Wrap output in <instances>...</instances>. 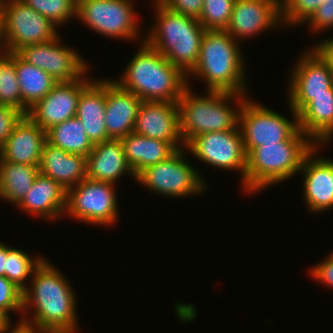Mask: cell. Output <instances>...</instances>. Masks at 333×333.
Masks as SVG:
<instances>
[{
    "label": "cell",
    "instance_id": "1",
    "mask_svg": "<svg viewBox=\"0 0 333 333\" xmlns=\"http://www.w3.org/2000/svg\"><path fill=\"white\" fill-rule=\"evenodd\" d=\"M55 267L44 259L34 270L31 283L22 291L24 315H20V321L45 333H77V295L66 276Z\"/></svg>",
    "mask_w": 333,
    "mask_h": 333
},
{
    "label": "cell",
    "instance_id": "2",
    "mask_svg": "<svg viewBox=\"0 0 333 333\" xmlns=\"http://www.w3.org/2000/svg\"><path fill=\"white\" fill-rule=\"evenodd\" d=\"M140 48L127 64L124 74L113 79L121 88L142 101L178 102L188 86L187 76L164 55L150 47L144 38Z\"/></svg>",
    "mask_w": 333,
    "mask_h": 333
},
{
    "label": "cell",
    "instance_id": "3",
    "mask_svg": "<svg viewBox=\"0 0 333 333\" xmlns=\"http://www.w3.org/2000/svg\"><path fill=\"white\" fill-rule=\"evenodd\" d=\"M238 44L226 30H206L197 64L187 76V81L197 76L206 82V91L246 95L249 90L245 59Z\"/></svg>",
    "mask_w": 333,
    "mask_h": 333
},
{
    "label": "cell",
    "instance_id": "4",
    "mask_svg": "<svg viewBox=\"0 0 333 333\" xmlns=\"http://www.w3.org/2000/svg\"><path fill=\"white\" fill-rule=\"evenodd\" d=\"M156 22L144 41L177 67L185 76L195 68L206 29L198 19L185 16L154 0Z\"/></svg>",
    "mask_w": 333,
    "mask_h": 333
},
{
    "label": "cell",
    "instance_id": "5",
    "mask_svg": "<svg viewBox=\"0 0 333 333\" xmlns=\"http://www.w3.org/2000/svg\"><path fill=\"white\" fill-rule=\"evenodd\" d=\"M189 83L177 102L179 129L185 146L203 133L240 130L239 113L246 95L220 91L198 95L193 93ZM229 103H236L238 108H233Z\"/></svg>",
    "mask_w": 333,
    "mask_h": 333
},
{
    "label": "cell",
    "instance_id": "6",
    "mask_svg": "<svg viewBox=\"0 0 333 333\" xmlns=\"http://www.w3.org/2000/svg\"><path fill=\"white\" fill-rule=\"evenodd\" d=\"M317 145L300 129L287 141L255 147L247 155L242 189L255 194L299 173L304 158Z\"/></svg>",
    "mask_w": 333,
    "mask_h": 333
},
{
    "label": "cell",
    "instance_id": "7",
    "mask_svg": "<svg viewBox=\"0 0 333 333\" xmlns=\"http://www.w3.org/2000/svg\"><path fill=\"white\" fill-rule=\"evenodd\" d=\"M186 148L177 150L168 159L141 170L135 181L153 193L169 197H193L205 192V177L187 160ZM206 188V190H205Z\"/></svg>",
    "mask_w": 333,
    "mask_h": 333
},
{
    "label": "cell",
    "instance_id": "8",
    "mask_svg": "<svg viewBox=\"0 0 333 333\" xmlns=\"http://www.w3.org/2000/svg\"><path fill=\"white\" fill-rule=\"evenodd\" d=\"M293 120L246 98L239 113V128L248 155L255 147L287 141L298 130V114L290 107Z\"/></svg>",
    "mask_w": 333,
    "mask_h": 333
},
{
    "label": "cell",
    "instance_id": "9",
    "mask_svg": "<svg viewBox=\"0 0 333 333\" xmlns=\"http://www.w3.org/2000/svg\"><path fill=\"white\" fill-rule=\"evenodd\" d=\"M115 185L88 178L79 182L67 190L64 216L95 226L113 225L119 215Z\"/></svg>",
    "mask_w": 333,
    "mask_h": 333
},
{
    "label": "cell",
    "instance_id": "10",
    "mask_svg": "<svg viewBox=\"0 0 333 333\" xmlns=\"http://www.w3.org/2000/svg\"><path fill=\"white\" fill-rule=\"evenodd\" d=\"M133 7L132 0H77L76 19L100 35L135 41L140 30Z\"/></svg>",
    "mask_w": 333,
    "mask_h": 333
},
{
    "label": "cell",
    "instance_id": "11",
    "mask_svg": "<svg viewBox=\"0 0 333 333\" xmlns=\"http://www.w3.org/2000/svg\"><path fill=\"white\" fill-rule=\"evenodd\" d=\"M0 17L6 48L11 53L26 45L51 41L59 35L48 18L21 0H7L0 6Z\"/></svg>",
    "mask_w": 333,
    "mask_h": 333
},
{
    "label": "cell",
    "instance_id": "12",
    "mask_svg": "<svg viewBox=\"0 0 333 333\" xmlns=\"http://www.w3.org/2000/svg\"><path fill=\"white\" fill-rule=\"evenodd\" d=\"M185 148L198 160L223 170L239 171L245 181L247 154L240 130L207 132L194 137Z\"/></svg>",
    "mask_w": 333,
    "mask_h": 333
},
{
    "label": "cell",
    "instance_id": "13",
    "mask_svg": "<svg viewBox=\"0 0 333 333\" xmlns=\"http://www.w3.org/2000/svg\"><path fill=\"white\" fill-rule=\"evenodd\" d=\"M299 57L287 88L288 105L297 114L311 101V96L329 94L333 86V69L314 47Z\"/></svg>",
    "mask_w": 333,
    "mask_h": 333
},
{
    "label": "cell",
    "instance_id": "14",
    "mask_svg": "<svg viewBox=\"0 0 333 333\" xmlns=\"http://www.w3.org/2000/svg\"><path fill=\"white\" fill-rule=\"evenodd\" d=\"M61 39L58 35L45 43L26 45L16 53L26 62L50 74L57 83L76 81L90 66L80 53L64 46Z\"/></svg>",
    "mask_w": 333,
    "mask_h": 333
},
{
    "label": "cell",
    "instance_id": "15",
    "mask_svg": "<svg viewBox=\"0 0 333 333\" xmlns=\"http://www.w3.org/2000/svg\"><path fill=\"white\" fill-rule=\"evenodd\" d=\"M87 71L80 79L69 83H57L40 101L28 109L26 115L47 131L77 114L81 91L93 80Z\"/></svg>",
    "mask_w": 333,
    "mask_h": 333
},
{
    "label": "cell",
    "instance_id": "16",
    "mask_svg": "<svg viewBox=\"0 0 333 333\" xmlns=\"http://www.w3.org/2000/svg\"><path fill=\"white\" fill-rule=\"evenodd\" d=\"M281 24L280 0H235L226 31L239 41Z\"/></svg>",
    "mask_w": 333,
    "mask_h": 333
},
{
    "label": "cell",
    "instance_id": "17",
    "mask_svg": "<svg viewBox=\"0 0 333 333\" xmlns=\"http://www.w3.org/2000/svg\"><path fill=\"white\" fill-rule=\"evenodd\" d=\"M133 132L169 142L176 150L185 148L179 129L177 102L142 101Z\"/></svg>",
    "mask_w": 333,
    "mask_h": 333
},
{
    "label": "cell",
    "instance_id": "18",
    "mask_svg": "<svg viewBox=\"0 0 333 333\" xmlns=\"http://www.w3.org/2000/svg\"><path fill=\"white\" fill-rule=\"evenodd\" d=\"M318 148L320 145L314 147L304 158L299 171L304 178L305 204L307 209L315 214L333 208V160L319 156Z\"/></svg>",
    "mask_w": 333,
    "mask_h": 333
},
{
    "label": "cell",
    "instance_id": "19",
    "mask_svg": "<svg viewBox=\"0 0 333 333\" xmlns=\"http://www.w3.org/2000/svg\"><path fill=\"white\" fill-rule=\"evenodd\" d=\"M142 100L121 88L114 80L106 79L105 125L109 139H122L134 131Z\"/></svg>",
    "mask_w": 333,
    "mask_h": 333
},
{
    "label": "cell",
    "instance_id": "20",
    "mask_svg": "<svg viewBox=\"0 0 333 333\" xmlns=\"http://www.w3.org/2000/svg\"><path fill=\"white\" fill-rule=\"evenodd\" d=\"M46 131L24 115L0 149V161L39 166Z\"/></svg>",
    "mask_w": 333,
    "mask_h": 333
},
{
    "label": "cell",
    "instance_id": "21",
    "mask_svg": "<svg viewBox=\"0 0 333 333\" xmlns=\"http://www.w3.org/2000/svg\"><path fill=\"white\" fill-rule=\"evenodd\" d=\"M66 197L67 190L57 181L39 172L32 187L16 207L40 219L53 221L64 215Z\"/></svg>",
    "mask_w": 333,
    "mask_h": 333
},
{
    "label": "cell",
    "instance_id": "22",
    "mask_svg": "<svg viewBox=\"0 0 333 333\" xmlns=\"http://www.w3.org/2000/svg\"><path fill=\"white\" fill-rule=\"evenodd\" d=\"M126 173L136 179L127 163L120 139L94 144V148L86 156V174L90 180L116 184Z\"/></svg>",
    "mask_w": 333,
    "mask_h": 333
},
{
    "label": "cell",
    "instance_id": "23",
    "mask_svg": "<svg viewBox=\"0 0 333 333\" xmlns=\"http://www.w3.org/2000/svg\"><path fill=\"white\" fill-rule=\"evenodd\" d=\"M106 110V79L92 80L79 97L76 117L93 144L109 140L104 115Z\"/></svg>",
    "mask_w": 333,
    "mask_h": 333
},
{
    "label": "cell",
    "instance_id": "24",
    "mask_svg": "<svg viewBox=\"0 0 333 333\" xmlns=\"http://www.w3.org/2000/svg\"><path fill=\"white\" fill-rule=\"evenodd\" d=\"M38 168L40 173L57 181L65 190L87 178L85 156L67 153L47 141Z\"/></svg>",
    "mask_w": 333,
    "mask_h": 333
},
{
    "label": "cell",
    "instance_id": "25",
    "mask_svg": "<svg viewBox=\"0 0 333 333\" xmlns=\"http://www.w3.org/2000/svg\"><path fill=\"white\" fill-rule=\"evenodd\" d=\"M298 125L316 145L332 141L333 86L329 94L311 96V101L298 113Z\"/></svg>",
    "mask_w": 333,
    "mask_h": 333
},
{
    "label": "cell",
    "instance_id": "26",
    "mask_svg": "<svg viewBox=\"0 0 333 333\" xmlns=\"http://www.w3.org/2000/svg\"><path fill=\"white\" fill-rule=\"evenodd\" d=\"M120 141L127 163L135 176L145 167L162 162L177 151L169 142L148 138L135 132Z\"/></svg>",
    "mask_w": 333,
    "mask_h": 333
},
{
    "label": "cell",
    "instance_id": "27",
    "mask_svg": "<svg viewBox=\"0 0 333 333\" xmlns=\"http://www.w3.org/2000/svg\"><path fill=\"white\" fill-rule=\"evenodd\" d=\"M15 68L22 98V112L43 99L57 84L44 70L26 62L15 53Z\"/></svg>",
    "mask_w": 333,
    "mask_h": 333
},
{
    "label": "cell",
    "instance_id": "28",
    "mask_svg": "<svg viewBox=\"0 0 333 333\" xmlns=\"http://www.w3.org/2000/svg\"><path fill=\"white\" fill-rule=\"evenodd\" d=\"M38 174V166L0 161V199L17 206Z\"/></svg>",
    "mask_w": 333,
    "mask_h": 333
},
{
    "label": "cell",
    "instance_id": "29",
    "mask_svg": "<svg viewBox=\"0 0 333 333\" xmlns=\"http://www.w3.org/2000/svg\"><path fill=\"white\" fill-rule=\"evenodd\" d=\"M46 140L67 153L85 157L94 148V144L86 135L81 121L76 116L48 129Z\"/></svg>",
    "mask_w": 333,
    "mask_h": 333
},
{
    "label": "cell",
    "instance_id": "30",
    "mask_svg": "<svg viewBox=\"0 0 333 333\" xmlns=\"http://www.w3.org/2000/svg\"><path fill=\"white\" fill-rule=\"evenodd\" d=\"M43 260V256L32 258L28 252L7 245L6 278L23 291Z\"/></svg>",
    "mask_w": 333,
    "mask_h": 333
},
{
    "label": "cell",
    "instance_id": "31",
    "mask_svg": "<svg viewBox=\"0 0 333 333\" xmlns=\"http://www.w3.org/2000/svg\"><path fill=\"white\" fill-rule=\"evenodd\" d=\"M0 104L22 112V98L15 68V53L0 58Z\"/></svg>",
    "mask_w": 333,
    "mask_h": 333
},
{
    "label": "cell",
    "instance_id": "32",
    "mask_svg": "<svg viewBox=\"0 0 333 333\" xmlns=\"http://www.w3.org/2000/svg\"><path fill=\"white\" fill-rule=\"evenodd\" d=\"M59 27L77 16V0H21Z\"/></svg>",
    "mask_w": 333,
    "mask_h": 333
},
{
    "label": "cell",
    "instance_id": "33",
    "mask_svg": "<svg viewBox=\"0 0 333 333\" xmlns=\"http://www.w3.org/2000/svg\"><path fill=\"white\" fill-rule=\"evenodd\" d=\"M235 0H203L198 21L206 30H226Z\"/></svg>",
    "mask_w": 333,
    "mask_h": 333
},
{
    "label": "cell",
    "instance_id": "34",
    "mask_svg": "<svg viewBox=\"0 0 333 333\" xmlns=\"http://www.w3.org/2000/svg\"><path fill=\"white\" fill-rule=\"evenodd\" d=\"M323 2L324 0H280L282 24L304 25Z\"/></svg>",
    "mask_w": 333,
    "mask_h": 333
},
{
    "label": "cell",
    "instance_id": "35",
    "mask_svg": "<svg viewBox=\"0 0 333 333\" xmlns=\"http://www.w3.org/2000/svg\"><path fill=\"white\" fill-rule=\"evenodd\" d=\"M0 310L10 319L9 312H23V293L13 282L5 276H0Z\"/></svg>",
    "mask_w": 333,
    "mask_h": 333
},
{
    "label": "cell",
    "instance_id": "36",
    "mask_svg": "<svg viewBox=\"0 0 333 333\" xmlns=\"http://www.w3.org/2000/svg\"><path fill=\"white\" fill-rule=\"evenodd\" d=\"M308 24L312 33L322 32L333 28V0H324L312 16L304 23Z\"/></svg>",
    "mask_w": 333,
    "mask_h": 333
},
{
    "label": "cell",
    "instance_id": "37",
    "mask_svg": "<svg viewBox=\"0 0 333 333\" xmlns=\"http://www.w3.org/2000/svg\"><path fill=\"white\" fill-rule=\"evenodd\" d=\"M25 114L14 107L0 104V149L6 144L15 125Z\"/></svg>",
    "mask_w": 333,
    "mask_h": 333
},
{
    "label": "cell",
    "instance_id": "38",
    "mask_svg": "<svg viewBox=\"0 0 333 333\" xmlns=\"http://www.w3.org/2000/svg\"><path fill=\"white\" fill-rule=\"evenodd\" d=\"M157 1L172 11L196 19H199L203 8V0H157Z\"/></svg>",
    "mask_w": 333,
    "mask_h": 333
},
{
    "label": "cell",
    "instance_id": "39",
    "mask_svg": "<svg viewBox=\"0 0 333 333\" xmlns=\"http://www.w3.org/2000/svg\"><path fill=\"white\" fill-rule=\"evenodd\" d=\"M310 277L333 289V251L319 264L309 268Z\"/></svg>",
    "mask_w": 333,
    "mask_h": 333
},
{
    "label": "cell",
    "instance_id": "40",
    "mask_svg": "<svg viewBox=\"0 0 333 333\" xmlns=\"http://www.w3.org/2000/svg\"><path fill=\"white\" fill-rule=\"evenodd\" d=\"M314 48L330 64L333 69V38L322 39Z\"/></svg>",
    "mask_w": 333,
    "mask_h": 333
},
{
    "label": "cell",
    "instance_id": "41",
    "mask_svg": "<svg viewBox=\"0 0 333 333\" xmlns=\"http://www.w3.org/2000/svg\"><path fill=\"white\" fill-rule=\"evenodd\" d=\"M17 321H19L17 322L18 324L16 323V325L12 327L11 323L2 333H45L29 323H26L22 320L21 321L17 320Z\"/></svg>",
    "mask_w": 333,
    "mask_h": 333
},
{
    "label": "cell",
    "instance_id": "42",
    "mask_svg": "<svg viewBox=\"0 0 333 333\" xmlns=\"http://www.w3.org/2000/svg\"><path fill=\"white\" fill-rule=\"evenodd\" d=\"M7 244L0 242V276L6 277Z\"/></svg>",
    "mask_w": 333,
    "mask_h": 333
},
{
    "label": "cell",
    "instance_id": "43",
    "mask_svg": "<svg viewBox=\"0 0 333 333\" xmlns=\"http://www.w3.org/2000/svg\"><path fill=\"white\" fill-rule=\"evenodd\" d=\"M8 54V50L6 48L5 40H4V31H3V22L0 17V58L4 57Z\"/></svg>",
    "mask_w": 333,
    "mask_h": 333
},
{
    "label": "cell",
    "instance_id": "44",
    "mask_svg": "<svg viewBox=\"0 0 333 333\" xmlns=\"http://www.w3.org/2000/svg\"><path fill=\"white\" fill-rule=\"evenodd\" d=\"M13 322L3 311L0 310V333Z\"/></svg>",
    "mask_w": 333,
    "mask_h": 333
},
{
    "label": "cell",
    "instance_id": "45",
    "mask_svg": "<svg viewBox=\"0 0 333 333\" xmlns=\"http://www.w3.org/2000/svg\"><path fill=\"white\" fill-rule=\"evenodd\" d=\"M7 0H0V6L3 5Z\"/></svg>",
    "mask_w": 333,
    "mask_h": 333
}]
</instances>
